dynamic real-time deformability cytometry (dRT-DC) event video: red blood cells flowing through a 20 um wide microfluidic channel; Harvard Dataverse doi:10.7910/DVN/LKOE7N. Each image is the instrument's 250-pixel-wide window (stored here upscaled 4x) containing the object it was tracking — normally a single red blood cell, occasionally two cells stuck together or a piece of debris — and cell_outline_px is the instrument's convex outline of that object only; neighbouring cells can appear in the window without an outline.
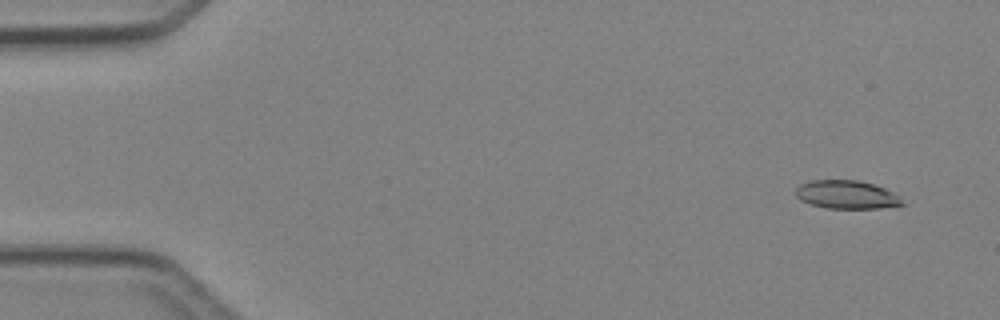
{"species": "Egyptian fruit bat (a non-hibernating species)", "species_latin": "Rousettus aegyptiacus", "temperature_condition": "cold", "stored_images_in_passage": 4, "camera_frame_rate_fps": 3000, "um_per_image_px": 0.085, "animal": {"sex": "female"}, "frame": {"image": 1, "passage_image": 1, "time_ms": 0.0, "image_size_px": [1000, 320], "cell_outline_px": [[904, 204], [880, 208], [828, 208], [812, 204], [800, 200], [796, 196], [796, 188], [800, 184], [808, 180], [856, 180], [872, 184], [884, 188], [900, 196]], "centroid_in_image_um": [71.94, 16.54], "position_along_channel_um": 13.1, "area_um2": 17.46}}
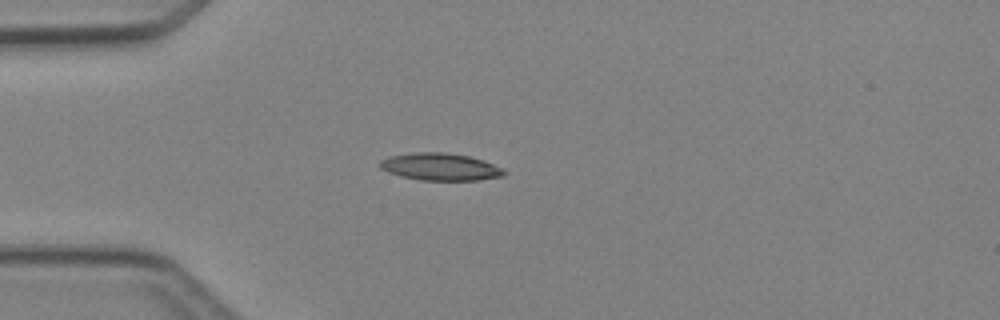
{"frame": {"image": 2, "passage_image": 4, "time_ms": 3.333, "image_size_px": [1000, 320], "cell_outline_px": [[508, 172], [504, 176], [480, 180], [420, 180], [400, 176], [388, 172], [380, 168], [380, 160], [388, 156], [416, 152], [444, 152], [468, 156], [504, 168]], "centroid_in_image_um": [37.42, 14.18], "position_along_channel_um": 47.6, "area_um2": 19.77}}